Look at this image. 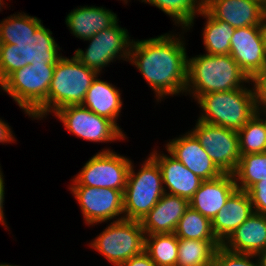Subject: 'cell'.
I'll return each instance as SVG.
<instances>
[{
    "instance_id": "1",
    "label": "cell",
    "mask_w": 266,
    "mask_h": 266,
    "mask_svg": "<svg viewBox=\"0 0 266 266\" xmlns=\"http://www.w3.org/2000/svg\"><path fill=\"white\" fill-rule=\"evenodd\" d=\"M181 31L179 37V32L169 31L154 38L133 39L129 64L142 74L157 102L169 95H185L188 55L184 32L188 30Z\"/></svg>"
},
{
    "instance_id": "2",
    "label": "cell",
    "mask_w": 266,
    "mask_h": 266,
    "mask_svg": "<svg viewBox=\"0 0 266 266\" xmlns=\"http://www.w3.org/2000/svg\"><path fill=\"white\" fill-rule=\"evenodd\" d=\"M250 78L229 54L207 53L187 58L185 96L195 101L203 94L236 90L249 84Z\"/></svg>"
},
{
    "instance_id": "3",
    "label": "cell",
    "mask_w": 266,
    "mask_h": 266,
    "mask_svg": "<svg viewBox=\"0 0 266 266\" xmlns=\"http://www.w3.org/2000/svg\"><path fill=\"white\" fill-rule=\"evenodd\" d=\"M56 63H32L14 71L0 89L23 110L31 120L48 116V91Z\"/></svg>"
},
{
    "instance_id": "4",
    "label": "cell",
    "mask_w": 266,
    "mask_h": 266,
    "mask_svg": "<svg viewBox=\"0 0 266 266\" xmlns=\"http://www.w3.org/2000/svg\"><path fill=\"white\" fill-rule=\"evenodd\" d=\"M250 84L251 81L249 86L236 90L201 95L196 100L202 111L197 120L240 130L257 113V101Z\"/></svg>"
},
{
    "instance_id": "5",
    "label": "cell",
    "mask_w": 266,
    "mask_h": 266,
    "mask_svg": "<svg viewBox=\"0 0 266 266\" xmlns=\"http://www.w3.org/2000/svg\"><path fill=\"white\" fill-rule=\"evenodd\" d=\"M52 31L41 24L34 36L0 44V85L16 70L32 63H57L63 56Z\"/></svg>"
},
{
    "instance_id": "6",
    "label": "cell",
    "mask_w": 266,
    "mask_h": 266,
    "mask_svg": "<svg viewBox=\"0 0 266 266\" xmlns=\"http://www.w3.org/2000/svg\"><path fill=\"white\" fill-rule=\"evenodd\" d=\"M140 166L135 172L131 161L123 193L124 219L127 220L141 221L165 193L157 161L149 154Z\"/></svg>"
},
{
    "instance_id": "7",
    "label": "cell",
    "mask_w": 266,
    "mask_h": 266,
    "mask_svg": "<svg viewBox=\"0 0 266 266\" xmlns=\"http://www.w3.org/2000/svg\"><path fill=\"white\" fill-rule=\"evenodd\" d=\"M97 75L76 57L63 56L54 67L48 91V115L65 106L81 105Z\"/></svg>"
},
{
    "instance_id": "8",
    "label": "cell",
    "mask_w": 266,
    "mask_h": 266,
    "mask_svg": "<svg viewBox=\"0 0 266 266\" xmlns=\"http://www.w3.org/2000/svg\"><path fill=\"white\" fill-rule=\"evenodd\" d=\"M88 245L113 266H119L144 251L145 233L140 221L122 219L110 222Z\"/></svg>"
},
{
    "instance_id": "9",
    "label": "cell",
    "mask_w": 266,
    "mask_h": 266,
    "mask_svg": "<svg viewBox=\"0 0 266 266\" xmlns=\"http://www.w3.org/2000/svg\"><path fill=\"white\" fill-rule=\"evenodd\" d=\"M119 19L109 28L103 29L89 41L85 51L78 48L74 52L76 57L86 67L101 75L106 68L118 59L129 62L130 49L133 39H130L127 29L119 26Z\"/></svg>"
},
{
    "instance_id": "10",
    "label": "cell",
    "mask_w": 266,
    "mask_h": 266,
    "mask_svg": "<svg viewBox=\"0 0 266 266\" xmlns=\"http://www.w3.org/2000/svg\"><path fill=\"white\" fill-rule=\"evenodd\" d=\"M131 159L104 148L84 164L79 173L70 181V186L113 188L124 191Z\"/></svg>"
},
{
    "instance_id": "11",
    "label": "cell",
    "mask_w": 266,
    "mask_h": 266,
    "mask_svg": "<svg viewBox=\"0 0 266 266\" xmlns=\"http://www.w3.org/2000/svg\"><path fill=\"white\" fill-rule=\"evenodd\" d=\"M52 116L59 119L73 135L95 143L125 140L126 134L113 121L99 116L82 105L60 108Z\"/></svg>"
},
{
    "instance_id": "12",
    "label": "cell",
    "mask_w": 266,
    "mask_h": 266,
    "mask_svg": "<svg viewBox=\"0 0 266 266\" xmlns=\"http://www.w3.org/2000/svg\"><path fill=\"white\" fill-rule=\"evenodd\" d=\"M68 189L78 202L86 225L124 219V191L90 186H69Z\"/></svg>"
},
{
    "instance_id": "13",
    "label": "cell",
    "mask_w": 266,
    "mask_h": 266,
    "mask_svg": "<svg viewBox=\"0 0 266 266\" xmlns=\"http://www.w3.org/2000/svg\"><path fill=\"white\" fill-rule=\"evenodd\" d=\"M190 132L223 173L235 172L240 159L237 131L197 120Z\"/></svg>"
},
{
    "instance_id": "14",
    "label": "cell",
    "mask_w": 266,
    "mask_h": 266,
    "mask_svg": "<svg viewBox=\"0 0 266 266\" xmlns=\"http://www.w3.org/2000/svg\"><path fill=\"white\" fill-rule=\"evenodd\" d=\"M166 142V152H169L201 180L215 179L224 174L189 130Z\"/></svg>"
},
{
    "instance_id": "15",
    "label": "cell",
    "mask_w": 266,
    "mask_h": 266,
    "mask_svg": "<svg viewBox=\"0 0 266 266\" xmlns=\"http://www.w3.org/2000/svg\"><path fill=\"white\" fill-rule=\"evenodd\" d=\"M230 43L229 55L251 79L266 64V48L259 27L235 29Z\"/></svg>"
},
{
    "instance_id": "16",
    "label": "cell",
    "mask_w": 266,
    "mask_h": 266,
    "mask_svg": "<svg viewBox=\"0 0 266 266\" xmlns=\"http://www.w3.org/2000/svg\"><path fill=\"white\" fill-rule=\"evenodd\" d=\"M204 9L217 20L235 29L258 26L265 6L255 0H204Z\"/></svg>"
},
{
    "instance_id": "17",
    "label": "cell",
    "mask_w": 266,
    "mask_h": 266,
    "mask_svg": "<svg viewBox=\"0 0 266 266\" xmlns=\"http://www.w3.org/2000/svg\"><path fill=\"white\" fill-rule=\"evenodd\" d=\"M150 155L157 161L161 169L164 191L190 200L203 180L169 152L167 155L163 151L158 152L154 149Z\"/></svg>"
},
{
    "instance_id": "18",
    "label": "cell",
    "mask_w": 266,
    "mask_h": 266,
    "mask_svg": "<svg viewBox=\"0 0 266 266\" xmlns=\"http://www.w3.org/2000/svg\"><path fill=\"white\" fill-rule=\"evenodd\" d=\"M236 189L234 175L224 173L218 178L202 181L189 205L212 221Z\"/></svg>"
},
{
    "instance_id": "19",
    "label": "cell",
    "mask_w": 266,
    "mask_h": 266,
    "mask_svg": "<svg viewBox=\"0 0 266 266\" xmlns=\"http://www.w3.org/2000/svg\"><path fill=\"white\" fill-rule=\"evenodd\" d=\"M189 207V200L165 192L140 221L145 235L174 233L179 220Z\"/></svg>"
},
{
    "instance_id": "20",
    "label": "cell",
    "mask_w": 266,
    "mask_h": 266,
    "mask_svg": "<svg viewBox=\"0 0 266 266\" xmlns=\"http://www.w3.org/2000/svg\"><path fill=\"white\" fill-rule=\"evenodd\" d=\"M253 212L247 191L236 189L211 221L217 240L223 244Z\"/></svg>"
},
{
    "instance_id": "21",
    "label": "cell",
    "mask_w": 266,
    "mask_h": 266,
    "mask_svg": "<svg viewBox=\"0 0 266 266\" xmlns=\"http://www.w3.org/2000/svg\"><path fill=\"white\" fill-rule=\"evenodd\" d=\"M118 15L112 10L98 6H77L65 18V24L73 36L83 41L103 29L111 27Z\"/></svg>"
},
{
    "instance_id": "22",
    "label": "cell",
    "mask_w": 266,
    "mask_h": 266,
    "mask_svg": "<svg viewBox=\"0 0 266 266\" xmlns=\"http://www.w3.org/2000/svg\"><path fill=\"white\" fill-rule=\"evenodd\" d=\"M233 253L257 255L266 249V216L253 212L221 245Z\"/></svg>"
},
{
    "instance_id": "23",
    "label": "cell",
    "mask_w": 266,
    "mask_h": 266,
    "mask_svg": "<svg viewBox=\"0 0 266 266\" xmlns=\"http://www.w3.org/2000/svg\"><path fill=\"white\" fill-rule=\"evenodd\" d=\"M99 76L100 74L93 80L81 105L119 127L117 120L123 106L121 92L114 84L98 78Z\"/></svg>"
},
{
    "instance_id": "24",
    "label": "cell",
    "mask_w": 266,
    "mask_h": 266,
    "mask_svg": "<svg viewBox=\"0 0 266 266\" xmlns=\"http://www.w3.org/2000/svg\"><path fill=\"white\" fill-rule=\"evenodd\" d=\"M198 15L206 19L201 34L205 53L210 55L230 54V40L235 28L226 22L214 19L205 9Z\"/></svg>"
},
{
    "instance_id": "25",
    "label": "cell",
    "mask_w": 266,
    "mask_h": 266,
    "mask_svg": "<svg viewBox=\"0 0 266 266\" xmlns=\"http://www.w3.org/2000/svg\"><path fill=\"white\" fill-rule=\"evenodd\" d=\"M141 2L157 7L172 19L173 25L183 30L192 29L194 19L199 17L198 14L204 9V0H141Z\"/></svg>"
},
{
    "instance_id": "26",
    "label": "cell",
    "mask_w": 266,
    "mask_h": 266,
    "mask_svg": "<svg viewBox=\"0 0 266 266\" xmlns=\"http://www.w3.org/2000/svg\"><path fill=\"white\" fill-rule=\"evenodd\" d=\"M221 245L219 241L178 238L176 266H213L214 254Z\"/></svg>"
},
{
    "instance_id": "27",
    "label": "cell",
    "mask_w": 266,
    "mask_h": 266,
    "mask_svg": "<svg viewBox=\"0 0 266 266\" xmlns=\"http://www.w3.org/2000/svg\"><path fill=\"white\" fill-rule=\"evenodd\" d=\"M144 251L157 266H176L178 237L174 233L147 234Z\"/></svg>"
},
{
    "instance_id": "28",
    "label": "cell",
    "mask_w": 266,
    "mask_h": 266,
    "mask_svg": "<svg viewBox=\"0 0 266 266\" xmlns=\"http://www.w3.org/2000/svg\"><path fill=\"white\" fill-rule=\"evenodd\" d=\"M42 20L27 13L17 12L0 21V44H13L15 40H24L34 36Z\"/></svg>"
},
{
    "instance_id": "29",
    "label": "cell",
    "mask_w": 266,
    "mask_h": 266,
    "mask_svg": "<svg viewBox=\"0 0 266 266\" xmlns=\"http://www.w3.org/2000/svg\"><path fill=\"white\" fill-rule=\"evenodd\" d=\"M233 175L237 189L243 191L258 181L266 180V152L241 155Z\"/></svg>"
},
{
    "instance_id": "30",
    "label": "cell",
    "mask_w": 266,
    "mask_h": 266,
    "mask_svg": "<svg viewBox=\"0 0 266 266\" xmlns=\"http://www.w3.org/2000/svg\"><path fill=\"white\" fill-rule=\"evenodd\" d=\"M174 234L183 239L218 241L212 230L211 220L191 207L184 212Z\"/></svg>"
},
{
    "instance_id": "31",
    "label": "cell",
    "mask_w": 266,
    "mask_h": 266,
    "mask_svg": "<svg viewBox=\"0 0 266 266\" xmlns=\"http://www.w3.org/2000/svg\"><path fill=\"white\" fill-rule=\"evenodd\" d=\"M237 133L240 156L266 152V125L257 113Z\"/></svg>"
},
{
    "instance_id": "32",
    "label": "cell",
    "mask_w": 266,
    "mask_h": 266,
    "mask_svg": "<svg viewBox=\"0 0 266 266\" xmlns=\"http://www.w3.org/2000/svg\"><path fill=\"white\" fill-rule=\"evenodd\" d=\"M213 266H260V264L256 255L233 253L220 246L214 254Z\"/></svg>"
},
{
    "instance_id": "33",
    "label": "cell",
    "mask_w": 266,
    "mask_h": 266,
    "mask_svg": "<svg viewBox=\"0 0 266 266\" xmlns=\"http://www.w3.org/2000/svg\"><path fill=\"white\" fill-rule=\"evenodd\" d=\"M247 193L250 197L254 212L266 216V180H261L253 184L247 190Z\"/></svg>"
},
{
    "instance_id": "34",
    "label": "cell",
    "mask_w": 266,
    "mask_h": 266,
    "mask_svg": "<svg viewBox=\"0 0 266 266\" xmlns=\"http://www.w3.org/2000/svg\"><path fill=\"white\" fill-rule=\"evenodd\" d=\"M257 105H266V64L250 79Z\"/></svg>"
},
{
    "instance_id": "35",
    "label": "cell",
    "mask_w": 266,
    "mask_h": 266,
    "mask_svg": "<svg viewBox=\"0 0 266 266\" xmlns=\"http://www.w3.org/2000/svg\"><path fill=\"white\" fill-rule=\"evenodd\" d=\"M119 266H157L149 255L143 251L137 256H133L127 261H124Z\"/></svg>"
},
{
    "instance_id": "36",
    "label": "cell",
    "mask_w": 266,
    "mask_h": 266,
    "mask_svg": "<svg viewBox=\"0 0 266 266\" xmlns=\"http://www.w3.org/2000/svg\"><path fill=\"white\" fill-rule=\"evenodd\" d=\"M15 140V135L12 131L11 126L5 120L0 118V143L1 144H10L13 143Z\"/></svg>"
},
{
    "instance_id": "37",
    "label": "cell",
    "mask_w": 266,
    "mask_h": 266,
    "mask_svg": "<svg viewBox=\"0 0 266 266\" xmlns=\"http://www.w3.org/2000/svg\"><path fill=\"white\" fill-rule=\"evenodd\" d=\"M1 165V164H0ZM3 171L2 168L0 166V223L6 227V230L9 229V227L7 226V222L5 219V213H4V202H5V182H4V176H3Z\"/></svg>"
},
{
    "instance_id": "38",
    "label": "cell",
    "mask_w": 266,
    "mask_h": 266,
    "mask_svg": "<svg viewBox=\"0 0 266 266\" xmlns=\"http://www.w3.org/2000/svg\"><path fill=\"white\" fill-rule=\"evenodd\" d=\"M258 27L260 30L262 41H263L265 48H266V10L263 14V17H262L261 22L259 23Z\"/></svg>"
},
{
    "instance_id": "39",
    "label": "cell",
    "mask_w": 266,
    "mask_h": 266,
    "mask_svg": "<svg viewBox=\"0 0 266 266\" xmlns=\"http://www.w3.org/2000/svg\"><path fill=\"white\" fill-rule=\"evenodd\" d=\"M257 114L262 118L266 125V105H257Z\"/></svg>"
},
{
    "instance_id": "40",
    "label": "cell",
    "mask_w": 266,
    "mask_h": 266,
    "mask_svg": "<svg viewBox=\"0 0 266 266\" xmlns=\"http://www.w3.org/2000/svg\"><path fill=\"white\" fill-rule=\"evenodd\" d=\"M256 256L260 266H266V249L258 253Z\"/></svg>"
},
{
    "instance_id": "41",
    "label": "cell",
    "mask_w": 266,
    "mask_h": 266,
    "mask_svg": "<svg viewBox=\"0 0 266 266\" xmlns=\"http://www.w3.org/2000/svg\"><path fill=\"white\" fill-rule=\"evenodd\" d=\"M0 266H20V265H12L10 263H0Z\"/></svg>"
},
{
    "instance_id": "42",
    "label": "cell",
    "mask_w": 266,
    "mask_h": 266,
    "mask_svg": "<svg viewBox=\"0 0 266 266\" xmlns=\"http://www.w3.org/2000/svg\"><path fill=\"white\" fill-rule=\"evenodd\" d=\"M255 1H258L259 3H261L262 5L266 7V0H255Z\"/></svg>"
}]
</instances>
